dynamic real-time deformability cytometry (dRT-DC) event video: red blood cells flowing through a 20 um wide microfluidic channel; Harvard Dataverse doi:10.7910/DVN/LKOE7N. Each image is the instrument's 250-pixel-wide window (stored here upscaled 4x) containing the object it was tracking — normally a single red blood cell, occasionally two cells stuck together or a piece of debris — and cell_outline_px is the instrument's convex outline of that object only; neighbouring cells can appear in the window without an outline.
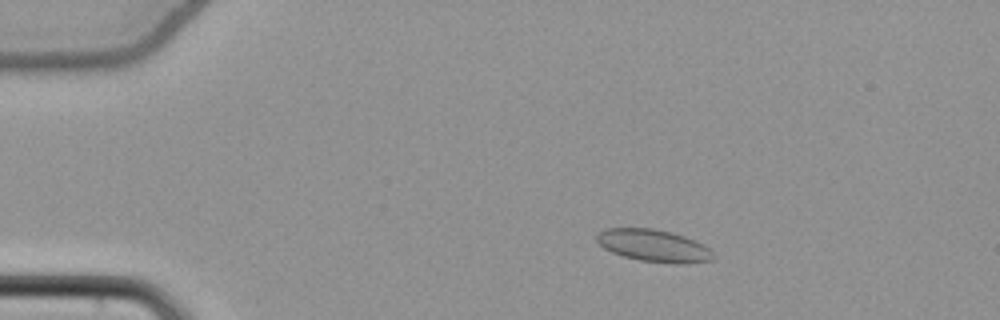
{"species": "common noctule bat (a hibernating species)", "species_latin": "Nyctalus noctula", "temperature_condition": "cold", "stored_images_in_passage": 56, "camera_frame_rate_fps": 3000, "um_per_image_px": 0.085, "animal": {"sex": "female", "body_mass_g": 22.7, "forearm_length_mm": 54.2}, "frame": {"image": 1, "passage_image": 12, "time_ms": 3.667, "image_size_px": [1000, 320], "cell_outline_px": [[716, 256], [712, 260], [676, 264], [640, 260], [624, 256], [612, 252], [604, 248], [596, 240], [596, 236], [604, 228], [652, 228], [672, 232], [684, 236], [704, 244]], "centroid_in_image_um": [55.57, 20.87], "position_along_channel_um": 29.4, "area_um2": 21.79}}
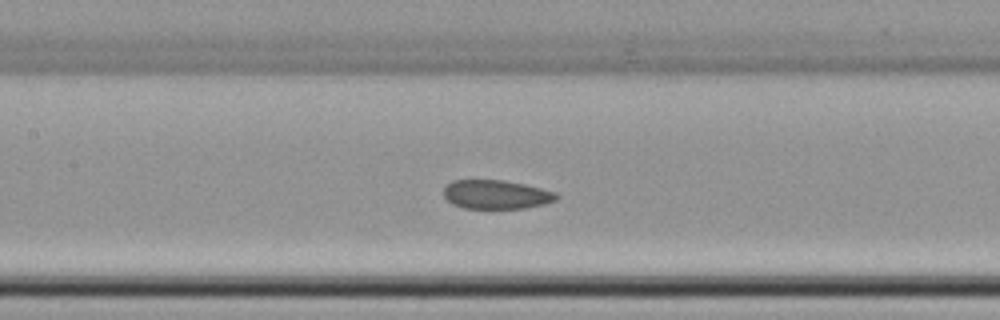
{"frame": {"image": 2, "passage_image": 28, "time_ms": 9.0, "image_size_px": [1000, 320], "cell_outline_px": [[560, 196], [556, 200], [544, 204], [524, 208], [464, 208], [452, 204], [444, 196], [444, 188], [452, 180], [504, 180], [524, 184], [556, 192]], "centroid_in_image_um": [42.19, 16.53], "position_along_channel_um": 165.2, "area_um2": 18.96}}
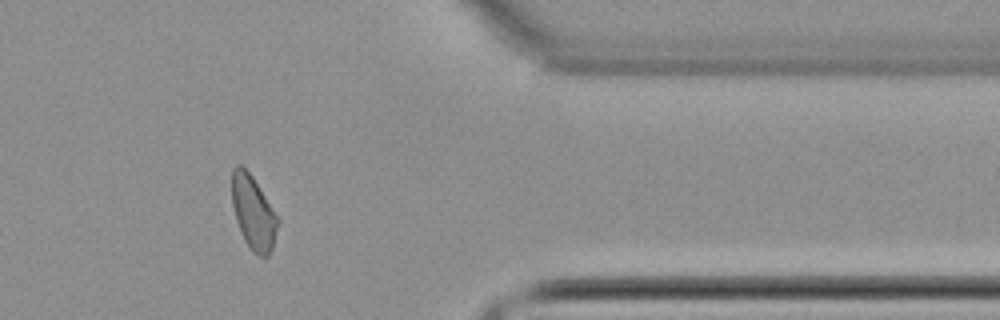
{"frame": {"image": 3, "passage_image": 47, "time_ms": 15.333, "image_size_px": [1000, 320], "cell_outline_px": [[280, 220], [272, 248], [268, 256], [260, 256], [252, 252], [244, 240], [236, 220], [232, 204], [232, 168], [236, 164], [240, 164], [252, 176]], "centroid_in_image_um": [21.53, 18.08], "position_along_channel_um": 389.9, "area_um2": 19.59}, "authors_computed_cell_mechanics": {"area_um2": 20.4323, "velocity_mm_per_s": 3.8308, "shape_relaxation_time_tau1_ms": null, "shape_relaxation_time_tau2_ms": 3.5803, "deformation_change_tau1": null, "deformation_change_tau2": 0.0844}}